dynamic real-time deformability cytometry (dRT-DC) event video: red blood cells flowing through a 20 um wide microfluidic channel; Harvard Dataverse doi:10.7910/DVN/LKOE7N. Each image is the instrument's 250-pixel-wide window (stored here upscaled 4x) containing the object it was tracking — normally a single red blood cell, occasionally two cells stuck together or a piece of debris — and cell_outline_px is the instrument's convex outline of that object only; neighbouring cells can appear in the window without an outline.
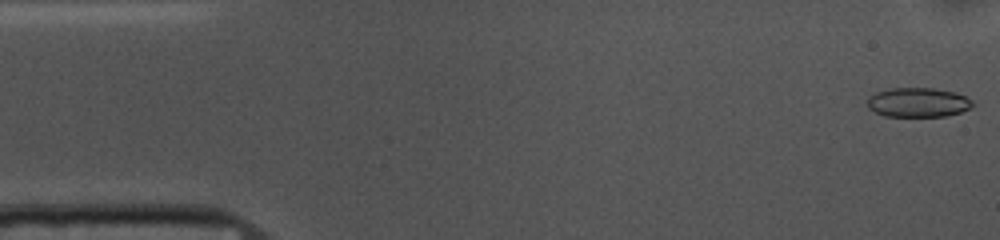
{"species": "common noctule bat (a hibernating species)", "species_latin": "Nyctalus noctula", "temperature_condition": "cold", "stored_images_in_passage": 53, "camera_frame_rate_fps": 3000, "um_per_image_px": 0.085, "animal": {"sex": "female", "body_mass_g": 10.0, "forearm_length_mm": 53.1}, "frame": {"image": 1, "passage_image": 1, "time_ms": 0.0, "image_size_px": [1000, 240], "cell_outline_px": [[976, 104], [972, 108], [960, 112], [944, 116], [884, 116], [868, 108], [868, 96], [876, 92], [888, 88], [932, 88], [956, 92], [972, 100]], "centroid_in_image_um": [78.05, 8.7], "position_along_channel_um": 7.0, "area_um2": 18.15}}
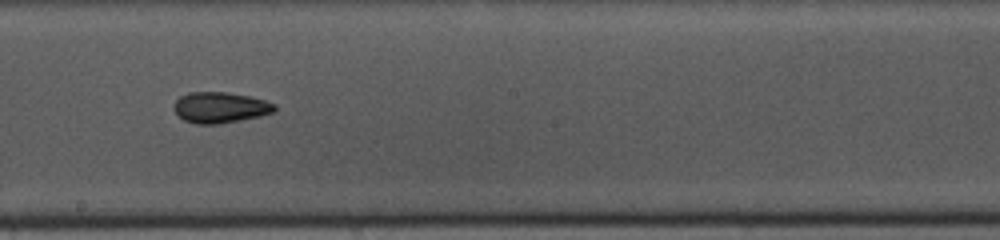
{"frame": {"image": 2, "passage_image": 28, "time_ms": 9.0, "image_size_px": [1000, 240], "cell_outline_px": [[276, 112], [260, 116], [220, 124], [196, 124], [184, 120], [172, 108], [176, 100], [180, 96], [188, 92], [228, 92], [248, 96], [264, 100], [276, 104]], "centroid_in_image_um": [18.72, 9.14], "position_along_channel_um": 229.5, "area_um2": 18.21}}
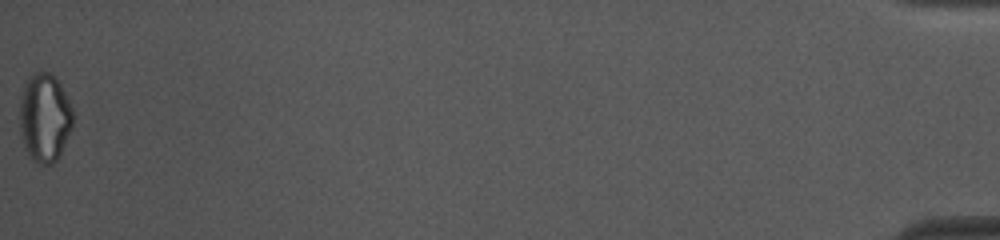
{"frame": {"image": 3, "passage_image": 53, "time_ms": 17.333, "image_size_px": [1000, 240], "cell_outline_px": [[72, 128], [60, 156], [52, 164], [44, 164], [32, 160], [24, 148], [20, 132], [20, 100], [24, 84], [28, 76], [32, 72], [48, 72], [60, 84], [72, 108]], "centroid_in_image_um": [3.78, 10.01], "position_along_channel_um": 431.4, "area_um2": 27.51}, "authors_computed_cell_mechanics": {"area_um2": 18.2648, "velocity_mm_per_s": 3.7027, "shape_relaxation_time_tau1_ms": 4.3025, "shape_relaxation_time_tau2_ms": 11.1131, "deformation_change_tau1": 0.107, "deformation_change_tau2": 0.1879}}